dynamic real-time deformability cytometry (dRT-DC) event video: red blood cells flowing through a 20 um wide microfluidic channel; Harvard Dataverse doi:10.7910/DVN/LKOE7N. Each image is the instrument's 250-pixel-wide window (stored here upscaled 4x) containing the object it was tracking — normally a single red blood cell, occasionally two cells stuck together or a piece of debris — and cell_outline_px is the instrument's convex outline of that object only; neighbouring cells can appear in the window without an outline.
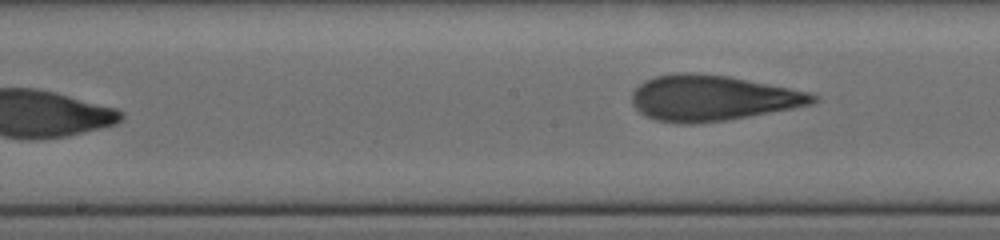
{"species": "human", "species_latin": "Homo sapiens", "temperature_condition": "cold", "stored_images_in_passage": 31, "segment_of_instrument_passage": [2, 2], "camera_frame_rate_fps": 3000, "um_per_image_px": 0.085, "donor": {"sex": "female"}, "frame": {"image": 1, "passage_image": 31, "time_ms": 11.0, "image_size_px": [1000, 240], "cell_outline_px": [[820, 100], [812, 104], [792, 108], [728, 120], [696, 124], [676, 124], [656, 120], [640, 112], [632, 104], [632, 92], [644, 80], [656, 76], [672, 72], [688, 72], [728, 76], [808, 92], [816, 96]], "centroid_in_image_um": [60.5, 8.34], "position_along_channel_um": 187.7, "area_um2": 48.03}}